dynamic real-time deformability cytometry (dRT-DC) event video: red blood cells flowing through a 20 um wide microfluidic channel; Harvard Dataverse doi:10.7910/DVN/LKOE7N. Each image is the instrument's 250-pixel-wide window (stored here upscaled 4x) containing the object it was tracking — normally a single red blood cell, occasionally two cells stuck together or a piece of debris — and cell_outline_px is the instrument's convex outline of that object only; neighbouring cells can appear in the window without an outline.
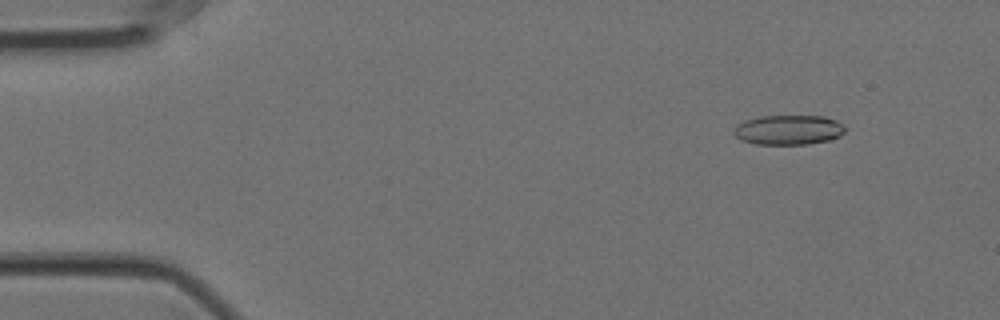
{"species": "Egyptian fruit bat (a non-hibernating species)", "species_latin": "Rousettus aegyptiacus", "temperature_condition": "cold", "stored_images_in_passage": 57, "camera_frame_rate_fps": 3000, "um_per_image_px": 0.085, "animal": {"sex": "female"}, "frame": {"image": 1, "passage_image": 6, "time_ms": 1.667, "image_size_px": [1000, 320], "cell_outline_px": [[848, 128], [840, 136], [828, 140], [808, 144], [756, 144], [740, 140], [732, 132], [736, 124], [744, 120], [760, 116], [824, 116], [836, 120], [844, 124]], "centroid_in_image_um": [67.02, 11.03], "position_along_channel_um": 18.0, "area_um2": 19.54}}
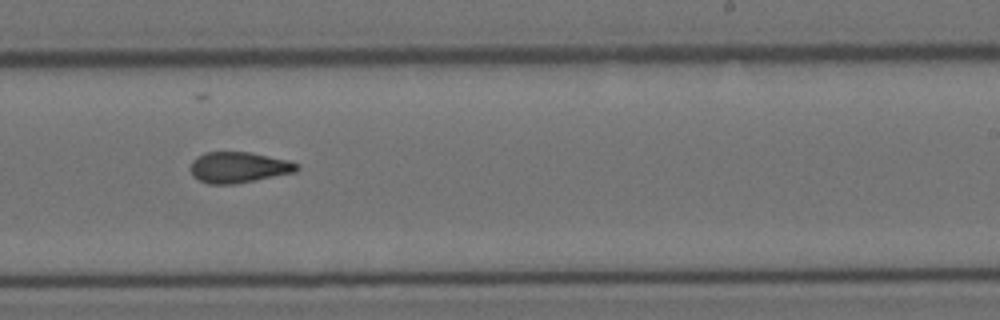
{"frame": {"image": 2, "passage_image": 35, "time_ms": 11.333, "image_size_px": [1000, 320], "cell_outline_px": [[300, 168], [296, 172], [236, 184], [208, 184], [192, 176], [192, 160], [196, 156], [204, 152], [248, 152], [288, 160], [300, 164]], "centroid_in_image_um": [20.3, 14.23], "position_along_channel_um": 268.7, "area_um2": 19.19}}
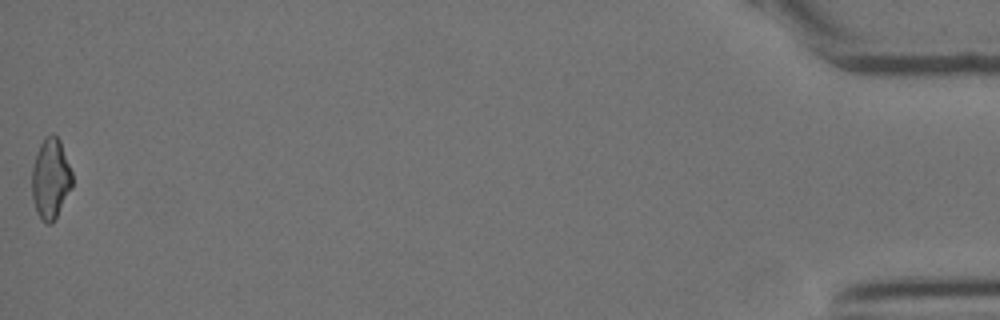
{"frame": {"image": 3, "passage_image": 57, "time_ms": 18.667, "image_size_px": [1000, 320], "cell_outline_px": [[72, 188], [52, 224], [44, 224], [40, 220], [36, 212], [32, 196], [32, 168], [36, 152], [44, 136], [52, 132], [60, 140], [72, 172]], "centroid_in_image_um": [4.29, 15.19], "position_along_channel_um": 430.9, "area_um2": 19.19}, "authors_computed_cell_mechanics": {"area_um2": 19.1896, "velocity_mm_per_s": 3.5486, "shape_relaxation_time_tau1_ms": null, "shape_relaxation_time_tau2_ms": 2.3969, "deformation_change_tau1": null, "deformation_change_tau2": 0.1009}}